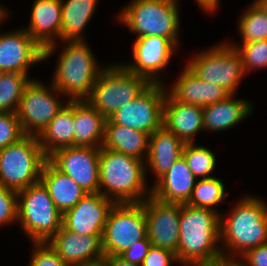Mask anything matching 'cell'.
Instances as JSON below:
<instances>
[{
    "instance_id": "cell-1",
    "label": "cell",
    "mask_w": 267,
    "mask_h": 266,
    "mask_svg": "<svg viewBox=\"0 0 267 266\" xmlns=\"http://www.w3.org/2000/svg\"><path fill=\"white\" fill-rule=\"evenodd\" d=\"M178 263L214 262L223 258L220 242V214L214 209L181 204Z\"/></svg>"
},
{
    "instance_id": "cell-2",
    "label": "cell",
    "mask_w": 267,
    "mask_h": 266,
    "mask_svg": "<svg viewBox=\"0 0 267 266\" xmlns=\"http://www.w3.org/2000/svg\"><path fill=\"white\" fill-rule=\"evenodd\" d=\"M233 208L227 217L220 213V241L223 258L237 261L236 255L241 257L248 250L267 243V204L247 195Z\"/></svg>"
},
{
    "instance_id": "cell-3",
    "label": "cell",
    "mask_w": 267,
    "mask_h": 266,
    "mask_svg": "<svg viewBox=\"0 0 267 266\" xmlns=\"http://www.w3.org/2000/svg\"><path fill=\"white\" fill-rule=\"evenodd\" d=\"M145 165L143 160L101 147L99 192L115 203H142L151 196Z\"/></svg>"
},
{
    "instance_id": "cell-4",
    "label": "cell",
    "mask_w": 267,
    "mask_h": 266,
    "mask_svg": "<svg viewBox=\"0 0 267 266\" xmlns=\"http://www.w3.org/2000/svg\"><path fill=\"white\" fill-rule=\"evenodd\" d=\"M66 47L58 57L51 84L68 100H85L105 66H98L96 57L85 40L63 41Z\"/></svg>"
},
{
    "instance_id": "cell-5",
    "label": "cell",
    "mask_w": 267,
    "mask_h": 266,
    "mask_svg": "<svg viewBox=\"0 0 267 266\" xmlns=\"http://www.w3.org/2000/svg\"><path fill=\"white\" fill-rule=\"evenodd\" d=\"M178 0H133L119 12L118 21L122 22L137 38L161 36L179 43Z\"/></svg>"
},
{
    "instance_id": "cell-6",
    "label": "cell",
    "mask_w": 267,
    "mask_h": 266,
    "mask_svg": "<svg viewBox=\"0 0 267 266\" xmlns=\"http://www.w3.org/2000/svg\"><path fill=\"white\" fill-rule=\"evenodd\" d=\"M17 222L32 242H48L61 228L63 214L40 181L17 192Z\"/></svg>"
},
{
    "instance_id": "cell-7",
    "label": "cell",
    "mask_w": 267,
    "mask_h": 266,
    "mask_svg": "<svg viewBox=\"0 0 267 266\" xmlns=\"http://www.w3.org/2000/svg\"><path fill=\"white\" fill-rule=\"evenodd\" d=\"M150 84L146 78L128 71L122 64H110L100 72L85 100L107 119Z\"/></svg>"
},
{
    "instance_id": "cell-8",
    "label": "cell",
    "mask_w": 267,
    "mask_h": 266,
    "mask_svg": "<svg viewBox=\"0 0 267 266\" xmlns=\"http://www.w3.org/2000/svg\"><path fill=\"white\" fill-rule=\"evenodd\" d=\"M47 159L38 137L25 135L0 149V185L18 192L40 182Z\"/></svg>"
},
{
    "instance_id": "cell-9",
    "label": "cell",
    "mask_w": 267,
    "mask_h": 266,
    "mask_svg": "<svg viewBox=\"0 0 267 266\" xmlns=\"http://www.w3.org/2000/svg\"><path fill=\"white\" fill-rule=\"evenodd\" d=\"M186 65L199 79L222 86L235 94L245 76L240 54L229 42L195 54Z\"/></svg>"
},
{
    "instance_id": "cell-10",
    "label": "cell",
    "mask_w": 267,
    "mask_h": 266,
    "mask_svg": "<svg viewBox=\"0 0 267 266\" xmlns=\"http://www.w3.org/2000/svg\"><path fill=\"white\" fill-rule=\"evenodd\" d=\"M147 236L144 201L115 203L109 212L102 236L104 256L120 255Z\"/></svg>"
},
{
    "instance_id": "cell-11",
    "label": "cell",
    "mask_w": 267,
    "mask_h": 266,
    "mask_svg": "<svg viewBox=\"0 0 267 266\" xmlns=\"http://www.w3.org/2000/svg\"><path fill=\"white\" fill-rule=\"evenodd\" d=\"M49 86L31 79L24 89L16 114L25 135L38 137L67 103L57 98L62 93L56 87Z\"/></svg>"
},
{
    "instance_id": "cell-12",
    "label": "cell",
    "mask_w": 267,
    "mask_h": 266,
    "mask_svg": "<svg viewBox=\"0 0 267 266\" xmlns=\"http://www.w3.org/2000/svg\"><path fill=\"white\" fill-rule=\"evenodd\" d=\"M165 84L151 83L131 102L114 112L108 119L127 128L152 135L163 126ZM165 88V89H164Z\"/></svg>"
},
{
    "instance_id": "cell-13",
    "label": "cell",
    "mask_w": 267,
    "mask_h": 266,
    "mask_svg": "<svg viewBox=\"0 0 267 266\" xmlns=\"http://www.w3.org/2000/svg\"><path fill=\"white\" fill-rule=\"evenodd\" d=\"M100 148L71 146L55 150L48 160L86 193L99 192Z\"/></svg>"
},
{
    "instance_id": "cell-14",
    "label": "cell",
    "mask_w": 267,
    "mask_h": 266,
    "mask_svg": "<svg viewBox=\"0 0 267 266\" xmlns=\"http://www.w3.org/2000/svg\"><path fill=\"white\" fill-rule=\"evenodd\" d=\"M8 14H0V24ZM40 61H44V49L24 28L0 33V69L5 73L28 75L30 67Z\"/></svg>"
},
{
    "instance_id": "cell-15",
    "label": "cell",
    "mask_w": 267,
    "mask_h": 266,
    "mask_svg": "<svg viewBox=\"0 0 267 266\" xmlns=\"http://www.w3.org/2000/svg\"><path fill=\"white\" fill-rule=\"evenodd\" d=\"M147 237L152 246L177 253L181 204L165 203L149 196L144 201Z\"/></svg>"
},
{
    "instance_id": "cell-16",
    "label": "cell",
    "mask_w": 267,
    "mask_h": 266,
    "mask_svg": "<svg viewBox=\"0 0 267 266\" xmlns=\"http://www.w3.org/2000/svg\"><path fill=\"white\" fill-rule=\"evenodd\" d=\"M132 63H122L130 72L146 78L150 83L163 84L161 71L170 63L177 46L168 38L143 36L133 43Z\"/></svg>"
},
{
    "instance_id": "cell-17",
    "label": "cell",
    "mask_w": 267,
    "mask_h": 266,
    "mask_svg": "<svg viewBox=\"0 0 267 266\" xmlns=\"http://www.w3.org/2000/svg\"><path fill=\"white\" fill-rule=\"evenodd\" d=\"M115 202L100 192L86 194L63 214L62 226L79 235L103 236L105 223Z\"/></svg>"
},
{
    "instance_id": "cell-18",
    "label": "cell",
    "mask_w": 267,
    "mask_h": 266,
    "mask_svg": "<svg viewBox=\"0 0 267 266\" xmlns=\"http://www.w3.org/2000/svg\"><path fill=\"white\" fill-rule=\"evenodd\" d=\"M61 0H35L29 27L24 28L44 49V61L54 53L56 40L61 37Z\"/></svg>"
},
{
    "instance_id": "cell-19",
    "label": "cell",
    "mask_w": 267,
    "mask_h": 266,
    "mask_svg": "<svg viewBox=\"0 0 267 266\" xmlns=\"http://www.w3.org/2000/svg\"><path fill=\"white\" fill-rule=\"evenodd\" d=\"M67 266L103 260L102 236L79 235L62 228L47 242Z\"/></svg>"
},
{
    "instance_id": "cell-20",
    "label": "cell",
    "mask_w": 267,
    "mask_h": 266,
    "mask_svg": "<svg viewBox=\"0 0 267 266\" xmlns=\"http://www.w3.org/2000/svg\"><path fill=\"white\" fill-rule=\"evenodd\" d=\"M163 125L184 143H194L203 128V107L176 100L168 91L164 100Z\"/></svg>"
},
{
    "instance_id": "cell-21",
    "label": "cell",
    "mask_w": 267,
    "mask_h": 266,
    "mask_svg": "<svg viewBox=\"0 0 267 266\" xmlns=\"http://www.w3.org/2000/svg\"><path fill=\"white\" fill-rule=\"evenodd\" d=\"M196 179L182 156L163 176L155 180L151 187V196L165 203L187 204Z\"/></svg>"
},
{
    "instance_id": "cell-22",
    "label": "cell",
    "mask_w": 267,
    "mask_h": 266,
    "mask_svg": "<svg viewBox=\"0 0 267 266\" xmlns=\"http://www.w3.org/2000/svg\"><path fill=\"white\" fill-rule=\"evenodd\" d=\"M171 86L167 91L176 100L202 107L217 103L230 95L222 86L199 79L187 66Z\"/></svg>"
},
{
    "instance_id": "cell-23",
    "label": "cell",
    "mask_w": 267,
    "mask_h": 266,
    "mask_svg": "<svg viewBox=\"0 0 267 266\" xmlns=\"http://www.w3.org/2000/svg\"><path fill=\"white\" fill-rule=\"evenodd\" d=\"M185 143L169 131L164 125L157 129L149 139V149L145 165L154 172L158 180L170 167L182 157Z\"/></svg>"
},
{
    "instance_id": "cell-24",
    "label": "cell",
    "mask_w": 267,
    "mask_h": 266,
    "mask_svg": "<svg viewBox=\"0 0 267 266\" xmlns=\"http://www.w3.org/2000/svg\"><path fill=\"white\" fill-rule=\"evenodd\" d=\"M106 118L86 100H74L73 146L101 148Z\"/></svg>"
},
{
    "instance_id": "cell-25",
    "label": "cell",
    "mask_w": 267,
    "mask_h": 266,
    "mask_svg": "<svg viewBox=\"0 0 267 266\" xmlns=\"http://www.w3.org/2000/svg\"><path fill=\"white\" fill-rule=\"evenodd\" d=\"M228 95L217 103L203 106V128L209 132L223 131L239 124L252 112L251 102Z\"/></svg>"
},
{
    "instance_id": "cell-26",
    "label": "cell",
    "mask_w": 267,
    "mask_h": 266,
    "mask_svg": "<svg viewBox=\"0 0 267 266\" xmlns=\"http://www.w3.org/2000/svg\"><path fill=\"white\" fill-rule=\"evenodd\" d=\"M40 181L48 189L50 197L62 214L73 208L88 194L70 176L58 170L48 159L43 165Z\"/></svg>"
},
{
    "instance_id": "cell-27",
    "label": "cell",
    "mask_w": 267,
    "mask_h": 266,
    "mask_svg": "<svg viewBox=\"0 0 267 266\" xmlns=\"http://www.w3.org/2000/svg\"><path fill=\"white\" fill-rule=\"evenodd\" d=\"M150 134L139 130L114 124L108 118L105 122L102 147L124 153L125 155L144 160L148 154Z\"/></svg>"
},
{
    "instance_id": "cell-28",
    "label": "cell",
    "mask_w": 267,
    "mask_h": 266,
    "mask_svg": "<svg viewBox=\"0 0 267 266\" xmlns=\"http://www.w3.org/2000/svg\"><path fill=\"white\" fill-rule=\"evenodd\" d=\"M74 100H69L38 136L39 144L48 157L55 150L73 146Z\"/></svg>"
},
{
    "instance_id": "cell-29",
    "label": "cell",
    "mask_w": 267,
    "mask_h": 266,
    "mask_svg": "<svg viewBox=\"0 0 267 266\" xmlns=\"http://www.w3.org/2000/svg\"><path fill=\"white\" fill-rule=\"evenodd\" d=\"M98 0H61V42L84 40L81 32L95 13Z\"/></svg>"
},
{
    "instance_id": "cell-30",
    "label": "cell",
    "mask_w": 267,
    "mask_h": 266,
    "mask_svg": "<svg viewBox=\"0 0 267 266\" xmlns=\"http://www.w3.org/2000/svg\"><path fill=\"white\" fill-rule=\"evenodd\" d=\"M28 75L5 73L0 80V112L16 113L27 84Z\"/></svg>"
},
{
    "instance_id": "cell-31",
    "label": "cell",
    "mask_w": 267,
    "mask_h": 266,
    "mask_svg": "<svg viewBox=\"0 0 267 266\" xmlns=\"http://www.w3.org/2000/svg\"><path fill=\"white\" fill-rule=\"evenodd\" d=\"M224 183L216 177L204 178L196 181L188 205L216 210L215 206L225 199ZM214 207V208H213Z\"/></svg>"
},
{
    "instance_id": "cell-32",
    "label": "cell",
    "mask_w": 267,
    "mask_h": 266,
    "mask_svg": "<svg viewBox=\"0 0 267 266\" xmlns=\"http://www.w3.org/2000/svg\"><path fill=\"white\" fill-rule=\"evenodd\" d=\"M238 24L242 43L267 39V14L255 1L240 16Z\"/></svg>"
},
{
    "instance_id": "cell-33",
    "label": "cell",
    "mask_w": 267,
    "mask_h": 266,
    "mask_svg": "<svg viewBox=\"0 0 267 266\" xmlns=\"http://www.w3.org/2000/svg\"><path fill=\"white\" fill-rule=\"evenodd\" d=\"M182 156L196 178H210V173L216 166L215 154L205 146H196L195 143H185Z\"/></svg>"
},
{
    "instance_id": "cell-34",
    "label": "cell",
    "mask_w": 267,
    "mask_h": 266,
    "mask_svg": "<svg viewBox=\"0 0 267 266\" xmlns=\"http://www.w3.org/2000/svg\"><path fill=\"white\" fill-rule=\"evenodd\" d=\"M230 44L235 47L241 57L245 74L248 70L267 68V39L249 43Z\"/></svg>"
},
{
    "instance_id": "cell-35",
    "label": "cell",
    "mask_w": 267,
    "mask_h": 266,
    "mask_svg": "<svg viewBox=\"0 0 267 266\" xmlns=\"http://www.w3.org/2000/svg\"><path fill=\"white\" fill-rule=\"evenodd\" d=\"M24 136L17 114L0 112V149L18 142Z\"/></svg>"
},
{
    "instance_id": "cell-36",
    "label": "cell",
    "mask_w": 267,
    "mask_h": 266,
    "mask_svg": "<svg viewBox=\"0 0 267 266\" xmlns=\"http://www.w3.org/2000/svg\"><path fill=\"white\" fill-rule=\"evenodd\" d=\"M29 266H67L47 242H34Z\"/></svg>"
},
{
    "instance_id": "cell-37",
    "label": "cell",
    "mask_w": 267,
    "mask_h": 266,
    "mask_svg": "<svg viewBox=\"0 0 267 266\" xmlns=\"http://www.w3.org/2000/svg\"><path fill=\"white\" fill-rule=\"evenodd\" d=\"M17 191L0 185V226L17 222Z\"/></svg>"
},
{
    "instance_id": "cell-38",
    "label": "cell",
    "mask_w": 267,
    "mask_h": 266,
    "mask_svg": "<svg viewBox=\"0 0 267 266\" xmlns=\"http://www.w3.org/2000/svg\"><path fill=\"white\" fill-rule=\"evenodd\" d=\"M174 262L178 261L171 250L151 245L141 266H171Z\"/></svg>"
},
{
    "instance_id": "cell-39",
    "label": "cell",
    "mask_w": 267,
    "mask_h": 266,
    "mask_svg": "<svg viewBox=\"0 0 267 266\" xmlns=\"http://www.w3.org/2000/svg\"><path fill=\"white\" fill-rule=\"evenodd\" d=\"M151 245V242L146 236L145 238L131 245L130 248L126 249L120 254V256L132 264L141 266Z\"/></svg>"
},
{
    "instance_id": "cell-40",
    "label": "cell",
    "mask_w": 267,
    "mask_h": 266,
    "mask_svg": "<svg viewBox=\"0 0 267 266\" xmlns=\"http://www.w3.org/2000/svg\"><path fill=\"white\" fill-rule=\"evenodd\" d=\"M237 262L241 266H267V243L248 250Z\"/></svg>"
},
{
    "instance_id": "cell-41",
    "label": "cell",
    "mask_w": 267,
    "mask_h": 266,
    "mask_svg": "<svg viewBox=\"0 0 267 266\" xmlns=\"http://www.w3.org/2000/svg\"><path fill=\"white\" fill-rule=\"evenodd\" d=\"M103 260L107 266H138L126 261L120 255L104 256Z\"/></svg>"
},
{
    "instance_id": "cell-42",
    "label": "cell",
    "mask_w": 267,
    "mask_h": 266,
    "mask_svg": "<svg viewBox=\"0 0 267 266\" xmlns=\"http://www.w3.org/2000/svg\"><path fill=\"white\" fill-rule=\"evenodd\" d=\"M220 0H196V3L206 12L216 11L215 9L218 7Z\"/></svg>"
},
{
    "instance_id": "cell-43",
    "label": "cell",
    "mask_w": 267,
    "mask_h": 266,
    "mask_svg": "<svg viewBox=\"0 0 267 266\" xmlns=\"http://www.w3.org/2000/svg\"><path fill=\"white\" fill-rule=\"evenodd\" d=\"M187 266H233V260L222 258L214 262L193 263Z\"/></svg>"
},
{
    "instance_id": "cell-44",
    "label": "cell",
    "mask_w": 267,
    "mask_h": 266,
    "mask_svg": "<svg viewBox=\"0 0 267 266\" xmlns=\"http://www.w3.org/2000/svg\"><path fill=\"white\" fill-rule=\"evenodd\" d=\"M254 1L267 14V0H254Z\"/></svg>"
},
{
    "instance_id": "cell-45",
    "label": "cell",
    "mask_w": 267,
    "mask_h": 266,
    "mask_svg": "<svg viewBox=\"0 0 267 266\" xmlns=\"http://www.w3.org/2000/svg\"><path fill=\"white\" fill-rule=\"evenodd\" d=\"M82 266H107L104 260L98 261V262H94V263H89V264H85Z\"/></svg>"
},
{
    "instance_id": "cell-46",
    "label": "cell",
    "mask_w": 267,
    "mask_h": 266,
    "mask_svg": "<svg viewBox=\"0 0 267 266\" xmlns=\"http://www.w3.org/2000/svg\"><path fill=\"white\" fill-rule=\"evenodd\" d=\"M0 12H7V10L0 4Z\"/></svg>"
},
{
    "instance_id": "cell-47",
    "label": "cell",
    "mask_w": 267,
    "mask_h": 266,
    "mask_svg": "<svg viewBox=\"0 0 267 266\" xmlns=\"http://www.w3.org/2000/svg\"><path fill=\"white\" fill-rule=\"evenodd\" d=\"M233 266H241L236 260H233Z\"/></svg>"
},
{
    "instance_id": "cell-48",
    "label": "cell",
    "mask_w": 267,
    "mask_h": 266,
    "mask_svg": "<svg viewBox=\"0 0 267 266\" xmlns=\"http://www.w3.org/2000/svg\"><path fill=\"white\" fill-rule=\"evenodd\" d=\"M5 74V72L3 70L0 69V80L2 78V76Z\"/></svg>"
}]
</instances>
